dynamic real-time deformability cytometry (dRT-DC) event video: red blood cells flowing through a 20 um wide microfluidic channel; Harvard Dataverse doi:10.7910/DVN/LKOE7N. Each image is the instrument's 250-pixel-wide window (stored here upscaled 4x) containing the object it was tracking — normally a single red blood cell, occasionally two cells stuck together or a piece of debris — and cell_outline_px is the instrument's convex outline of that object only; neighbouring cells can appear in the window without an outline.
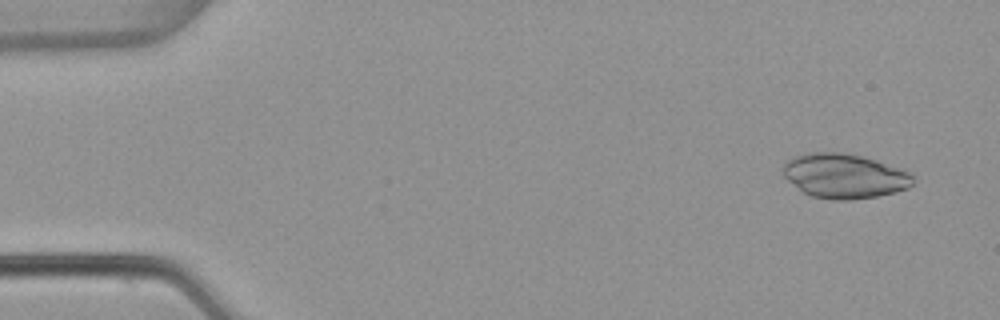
{"species": "common noctule bat (a hibernating species)", "species_latin": "Nyctalus noctula", "temperature_condition": "warm", "stored_images_in_passage": 4, "camera_frame_rate_fps": 3000, "um_per_image_px": 0.085, "animal": {"sex": "female", "body_mass_g": 22.7, "forearm_length_mm": 54.2}, "frame": {"image": 1, "passage_image": 1, "time_ms": 0.0, "image_size_px": [1000, 320], "cell_outline_px": [[912, 184], [908, 188], [896, 192], [876, 196], [852, 200], [832, 200], [812, 196], [804, 192], [788, 180], [784, 176], [784, 160], [792, 156], [804, 152], [840, 152], [864, 156], [904, 168], [912, 172]], "centroid_in_image_um": [71.79, 14.93], "position_along_channel_um": 13.2, "area_um2": 34.22}}